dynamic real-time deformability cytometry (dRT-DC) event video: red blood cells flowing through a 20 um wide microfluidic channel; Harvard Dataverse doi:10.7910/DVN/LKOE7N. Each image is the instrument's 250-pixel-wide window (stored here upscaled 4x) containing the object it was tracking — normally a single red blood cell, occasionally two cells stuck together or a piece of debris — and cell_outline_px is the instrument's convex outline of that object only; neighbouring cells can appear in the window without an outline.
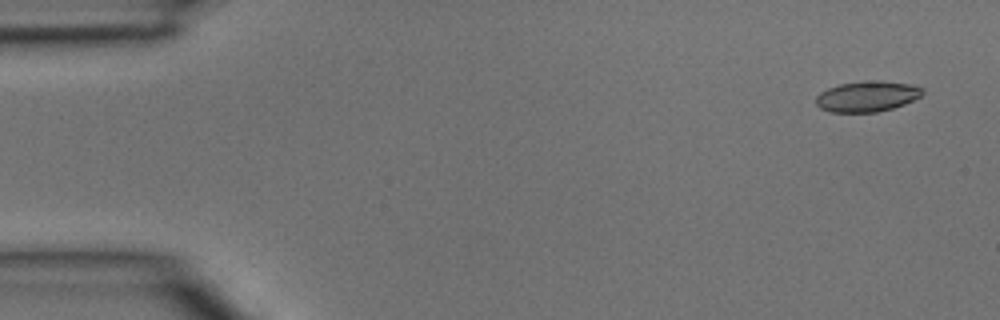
{"species": "common noctule bat (a hibernating species)", "species_latin": "Nyctalus noctula", "temperature_condition": "room temperature", "stored_images_in_passage": 4, "camera_frame_rate_fps": 3000, "um_per_image_px": 0.085, "animal": {"sex": "male", "body_mass_g": 15.6}, "frame": {"image": 1, "passage_image": 1, "time_ms": 0.0, "image_size_px": [1000, 320], "cell_outline_px": [[924, 92], [920, 96], [904, 104], [892, 108], [876, 112], [828, 112], [820, 108], [816, 104], [816, 96], [820, 92], [828, 88], [840, 84], [864, 80], [880, 80], [908, 84], [924, 88]], "centroid_in_image_um": [73.68, 8.18], "position_along_channel_um": 11.3, "area_um2": 19.07}}
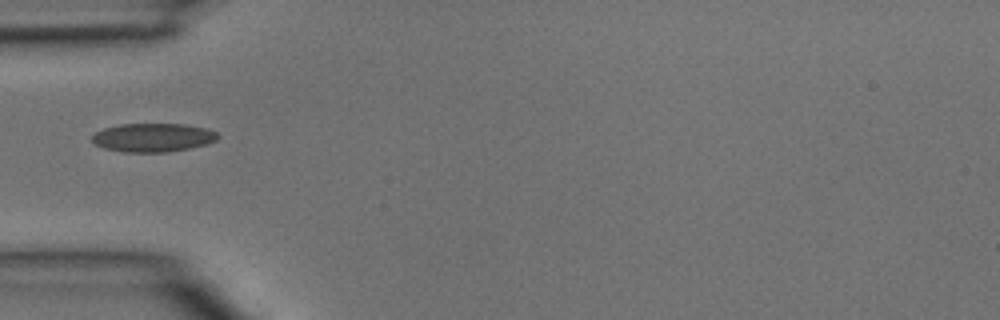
{"frame": {"image": 2, "passage_image": 4, "time_ms": 1.0, "image_size_px": [1000, 320], "cell_outline_px": [[220, 136], [216, 140], [208, 144], [192, 148], [168, 152], [124, 152], [104, 148], [92, 144], [92, 136], [96, 132], [104, 128], [120, 124], [184, 124], [204, 128], [216, 132]], "centroid_in_image_um": [13.0, 11.7], "position_along_channel_um": 72.0, "area_um2": 21.1}}